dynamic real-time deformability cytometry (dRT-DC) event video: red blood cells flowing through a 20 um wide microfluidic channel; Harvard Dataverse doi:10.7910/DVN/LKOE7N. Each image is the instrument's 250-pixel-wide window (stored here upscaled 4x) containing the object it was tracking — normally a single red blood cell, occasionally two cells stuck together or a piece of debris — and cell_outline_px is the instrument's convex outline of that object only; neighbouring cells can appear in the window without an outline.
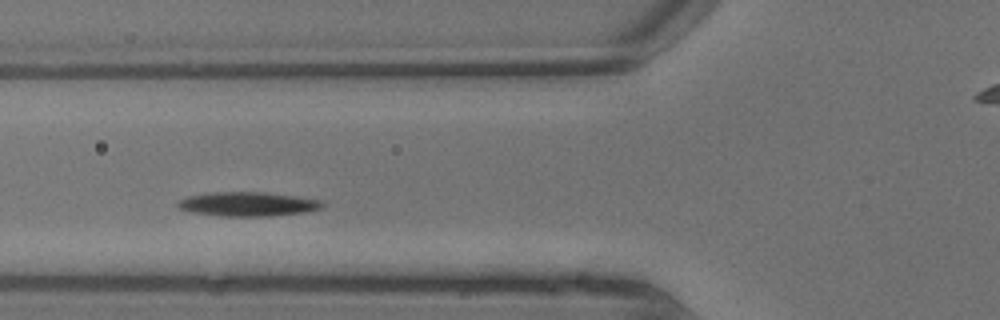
{"species": "common noctule bat (a hibernating species)", "species_latin": "Nyctalus noctula", "temperature_condition": "warm", "stored_images_in_passage": 3, "camera_frame_rate_fps": 3000, "um_per_image_px": 0.085, "animal": {"sex": "male", "body_mass_g": 13.3}, "frame": {"image": 1, "passage_image": 2, "time_ms": 0.333, "image_size_px": [1000, 320], "cell_outline_px": [[328, 204], [324, 208], [304, 212], [268, 216], [224, 216], [192, 212], [176, 208], [176, 204], [180, 200], [188, 196], [208, 192], [264, 192], [320, 200]], "centroid_in_image_um": [21.06, 17.34], "position_along_channel_um": 104.7, "area_um2": 20.4}}
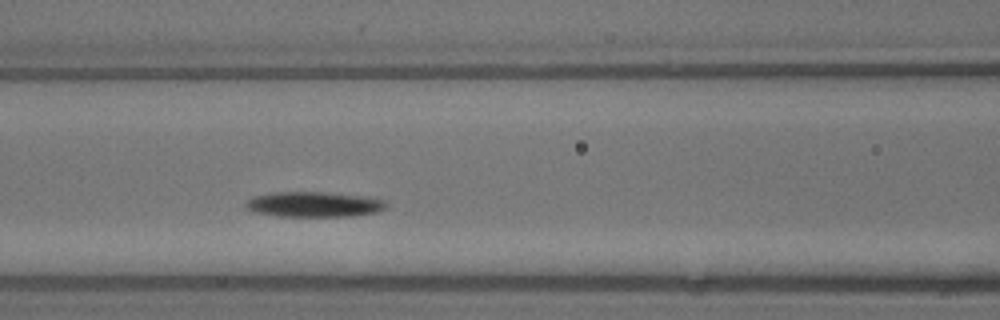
{"frame": {"image": 2, "passage_image": 3, "time_ms": 0.667, "image_size_px": [1000, 320], "cell_outline_px": [[388, 204], [384, 208], [376, 212], [348, 216], [280, 216], [256, 212], [248, 208], [244, 204], [248, 200], [256, 196], [272, 192], [328, 192], [384, 200]], "centroid_in_image_um": [26.66, 17.37], "position_along_channel_um": 139.9, "area_um2": 20.17}}